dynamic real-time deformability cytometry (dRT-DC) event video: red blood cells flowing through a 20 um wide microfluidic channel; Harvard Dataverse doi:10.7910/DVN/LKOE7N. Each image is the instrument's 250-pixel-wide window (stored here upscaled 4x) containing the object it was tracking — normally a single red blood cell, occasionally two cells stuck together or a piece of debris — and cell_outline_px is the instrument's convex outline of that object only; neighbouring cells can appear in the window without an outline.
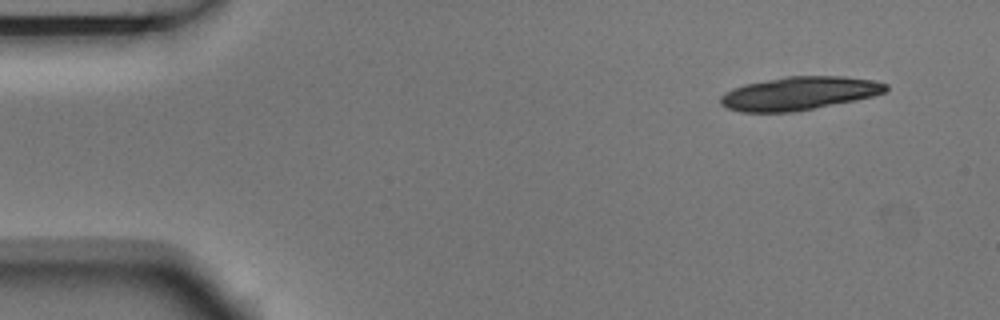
{"species": "Egyptian fruit bat (a non-hibernating species)", "species_latin": "Rousettus aegyptiacus", "temperature_condition": "room temperature", "stored_images_in_passage": 5, "segment_of_instrument_passage": [1, 2], "camera_frame_rate_fps": 3000, "um_per_image_px": 0.085, "animal": {"sex": "male"}, "frame": {"image": 1, "passage_image": 1, "time_ms": 0.0, "image_size_px": [1000, 320], "cell_outline_px": [[888, 88], [884, 92], [872, 96], [856, 100], [792, 112], [740, 112], [728, 108], [720, 104], [720, 96], [724, 92], [732, 88], [744, 84], [784, 76], [844, 76], [872, 80], [888, 84]], "centroid_in_image_um": [67.89, 7.93], "position_along_channel_um": 17.1, "area_um2": 32.14}}